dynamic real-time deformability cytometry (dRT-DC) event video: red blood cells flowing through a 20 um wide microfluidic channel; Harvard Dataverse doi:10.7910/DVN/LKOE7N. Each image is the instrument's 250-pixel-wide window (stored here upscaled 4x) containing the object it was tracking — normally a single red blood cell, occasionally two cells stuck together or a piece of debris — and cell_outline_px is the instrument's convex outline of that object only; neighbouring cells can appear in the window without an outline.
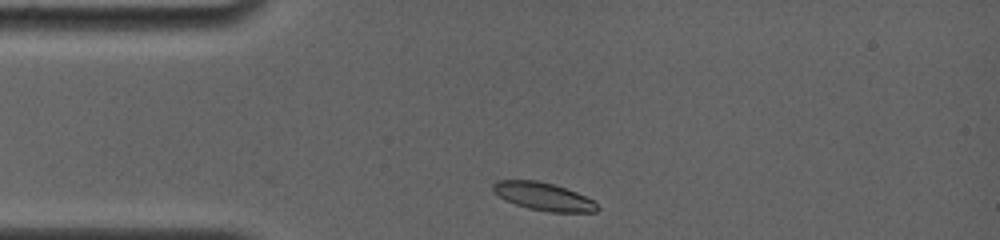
{"species": "common noctule bat (a hibernating species)", "species_latin": "Nyctalus noctula", "temperature_condition": "room temperature", "stored_images_in_passage": 23, "camera_frame_rate_fps": 4000, "um_per_image_px": 0.085, "animal": {"sex": "female", "body_mass_g": 19.0, "forearm_length_mm": 56.7}, "frame": {"image": 1, "passage_image": 2, "time_ms": 0.25, "image_size_px": [1000, 240], "cell_outline_px": [[600, 208], [596, 212], [548, 212], [528, 208], [504, 200], [492, 188], [492, 184], [496, 180], [536, 180], [552, 184], [576, 192], [592, 200]], "centroid_in_image_um": [46.18, 16.7], "position_along_channel_um": 38.8, "area_um2": 16.76}}
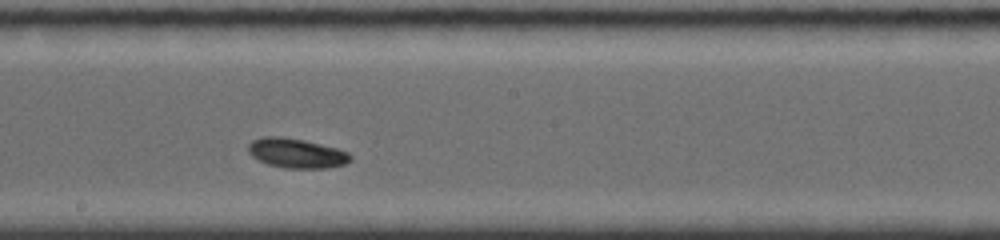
{"frame": {"image": 2, "passage_image": 12, "time_ms": 5.75, "image_size_px": [1000, 240], "cell_outline_px": [[352, 160], [344, 164], [328, 168], [284, 168], [268, 164], [252, 156], [248, 152], [248, 144], [252, 140], [264, 136], [280, 136], [304, 140], [336, 148], [348, 152], [352, 156]], "centroid_in_image_um": [25.2, 13.02], "position_along_channel_um": 223.0, "area_um2": 17.63}}
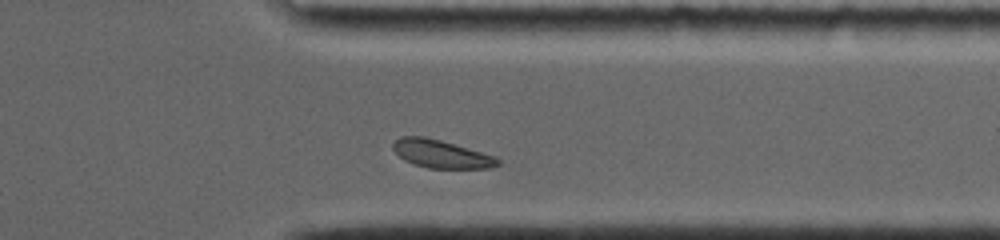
{"frame": {"image": 3, "passage_image": 20, "time_ms": 9.75, "image_size_px": [1000, 240], "cell_outline_px": [[500, 164], [488, 168], [428, 168], [404, 160], [392, 148], [392, 144], [400, 136], [424, 136], [440, 140], [496, 156], [500, 160]], "centroid_in_image_um": [37.5, 13.08], "position_along_channel_um": 373.9, "area_um2": 16.94}, "authors_computed_cell_mechanics": {"area_um2": 17.2244, "velocity_mm_per_s": 3.761, "shape_relaxation_time_tau1_ms": 1.6951, "shape_relaxation_time_tau2_ms": null, "deformation_change_tau1": 0.0675, "deformation_change_tau2": null}}